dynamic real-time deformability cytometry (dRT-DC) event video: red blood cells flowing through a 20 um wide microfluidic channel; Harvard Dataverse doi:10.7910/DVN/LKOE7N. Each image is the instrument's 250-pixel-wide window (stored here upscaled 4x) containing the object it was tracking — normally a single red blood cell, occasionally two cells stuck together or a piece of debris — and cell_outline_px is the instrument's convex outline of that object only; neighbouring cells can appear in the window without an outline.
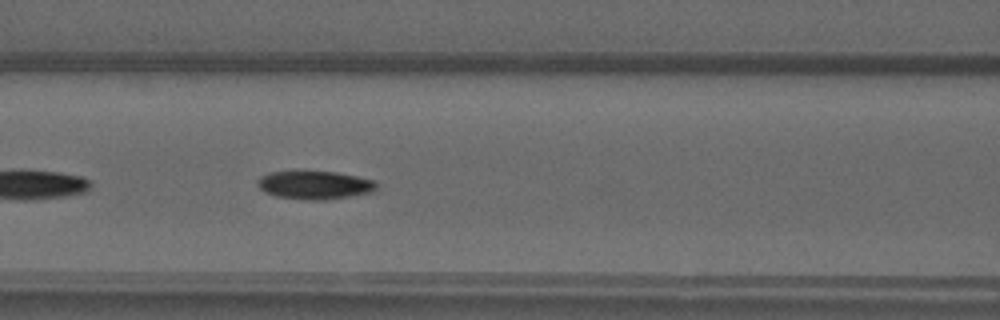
{"species": "common noctule bat (a hibernating species)", "species_latin": "Nyctalus noctula", "temperature_condition": "warm", "stored_images_in_passage": 27, "camera_frame_rate_fps": 3000, "um_per_image_px": 0.085, "animal": {"sex": "male", "forearm_length_mm": 52.5}, "frame": {"image": 1, "passage_image": 21, "time_ms": 6.667, "image_size_px": [1000, 320], "cell_outline_px": [[376, 188], [372, 192], [324, 200], [308, 200], [276, 196], [264, 192], [256, 184], [260, 176], [272, 172], [336, 172], [356, 176], [372, 180], [376, 184]], "centroid_in_image_um": [26.71, 15.73], "position_along_channel_um": 139.9, "area_um2": 19.25}}
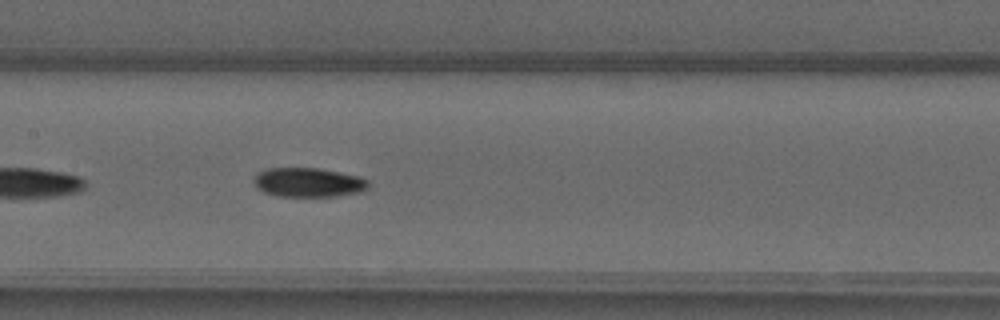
{"frame": {"image": 2, "passage_image": 24, "time_ms": 7.667, "image_size_px": [1000, 320], "cell_outline_px": [[368, 188], [364, 192], [336, 196], [276, 196], [264, 192], [256, 188], [252, 180], [260, 172], [268, 168], [316, 168], [360, 176], [368, 180]], "centroid_in_image_um": [26.22, 15.51], "position_along_channel_um": 181.2, "area_um2": 19.59}}